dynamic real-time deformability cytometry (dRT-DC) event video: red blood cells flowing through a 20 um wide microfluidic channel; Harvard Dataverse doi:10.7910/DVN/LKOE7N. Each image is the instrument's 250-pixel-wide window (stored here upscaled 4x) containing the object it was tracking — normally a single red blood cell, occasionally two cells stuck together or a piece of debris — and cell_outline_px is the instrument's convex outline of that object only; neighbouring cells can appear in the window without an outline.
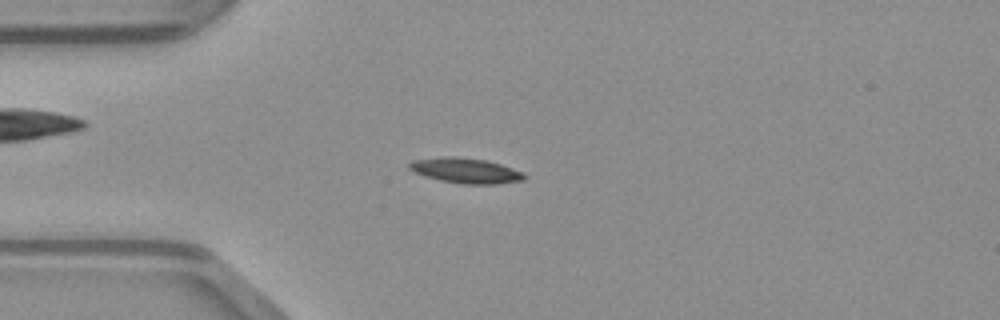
{"species": "common noctule bat (a hibernating species)", "species_latin": "Nyctalus noctula", "temperature_condition": "warm", "stored_images_in_passage": 48, "camera_frame_rate_fps": 3000, "um_per_image_px": 0.085, "animal": {"sex": "male", "body_mass_g": 23.1, "forearm_length_mm": 52.7}, "frame": {"image": 1, "passage_image": 12, "time_ms": 3.667, "image_size_px": [1000, 320], "cell_outline_px": [[524, 180], [496, 184], [460, 184], [440, 180], [424, 176], [412, 172], [408, 168], [408, 164], [412, 160], [440, 156], [456, 156], [488, 160], [524, 172]], "centroid_in_image_um": [39.53, 14.49], "position_along_channel_um": 45.5, "area_um2": 17.17}}
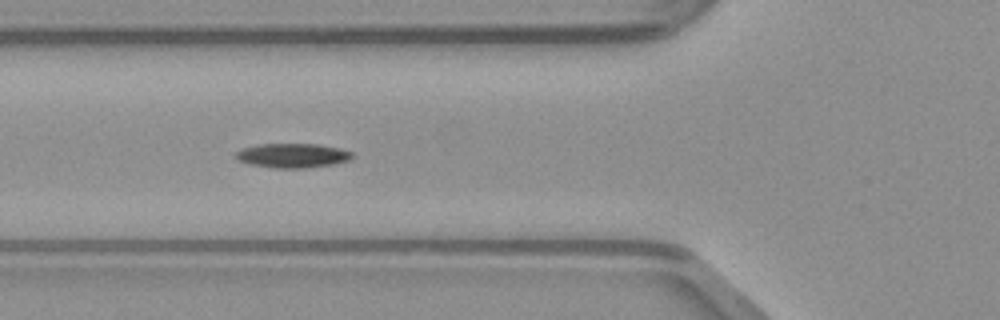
{"frame": {"image": 2, "passage_image": 17, "time_ms": 5.333, "image_size_px": [1000, 320], "cell_outline_px": [[352, 160], [336, 164], [304, 168], [272, 168], [248, 164], [240, 160], [236, 156], [236, 152], [244, 148], [260, 144], [316, 144], [340, 148], [352, 152]], "centroid_in_image_um": [24.92, 13.23], "position_along_channel_um": 100.9, "area_um2": 16.53}}
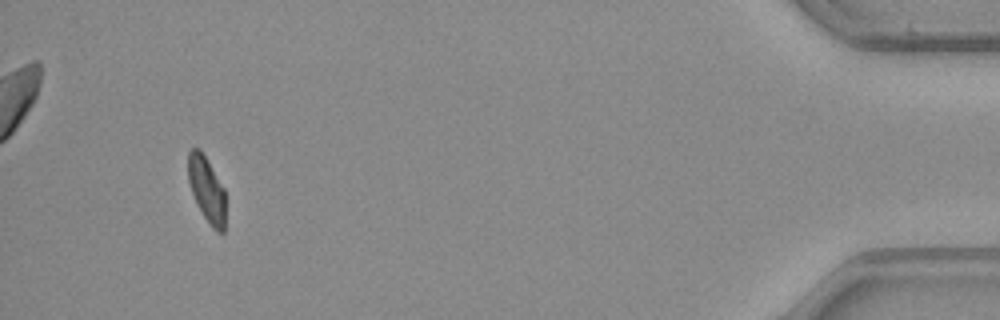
{"frame": {"image": 3, "passage_image": 45, "time_ms": 14.667, "image_size_px": [1000, 320], "cell_outline_px": [[224, 232], [216, 232], [212, 228], [204, 216], [192, 192], [188, 180], [188, 152], [192, 148], [200, 148], [224, 188]], "centroid_in_image_um": [17.56, 16.07], "position_along_channel_um": 417.6, "area_um2": 13.93}}